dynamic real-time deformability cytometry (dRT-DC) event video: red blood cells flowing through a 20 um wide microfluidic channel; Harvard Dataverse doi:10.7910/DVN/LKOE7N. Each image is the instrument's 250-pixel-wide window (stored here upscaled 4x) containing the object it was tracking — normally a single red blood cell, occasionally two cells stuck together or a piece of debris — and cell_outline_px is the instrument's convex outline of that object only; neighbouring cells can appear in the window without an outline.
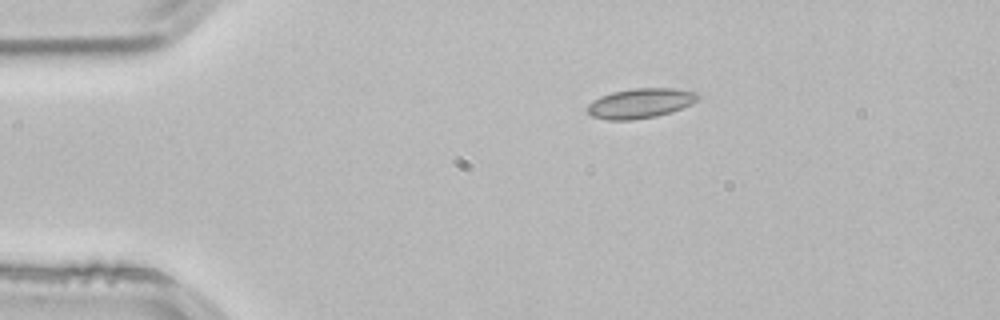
{"species": "common noctule bat (a hibernating species)", "species_latin": "Nyctalus noctula", "temperature_condition": "room temperature", "stored_images_in_passage": 44, "camera_frame_rate_fps": 3000, "um_per_image_px": 0.085, "animal": {"sex": "male", "body_mass_g": 21.5, "forearm_length_mm": 52.0}, "frame": {"image": 1, "passage_image": 1, "time_ms": 0.0, "image_size_px": [1000, 320], "cell_outline_px": [[700, 100], [692, 104], [672, 112], [656, 116], [632, 120], [608, 120], [592, 116], [584, 108], [588, 104], [600, 96], [612, 92], [636, 88], [672, 88], [700, 92]], "centroid_in_image_um": [54.47, 8.77], "position_along_channel_um": 30.5, "area_um2": 19.48}}
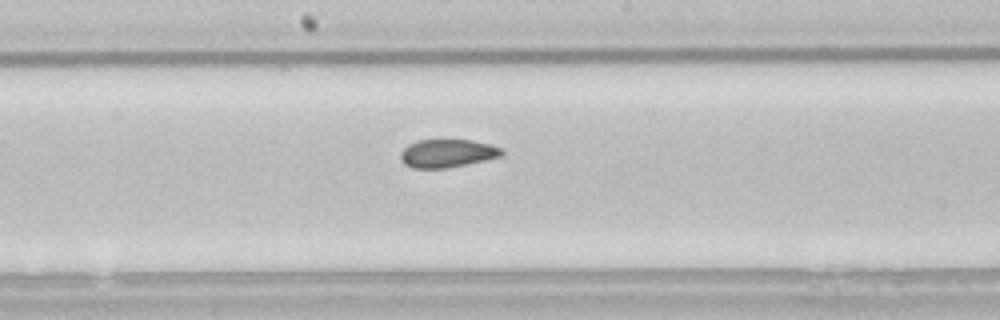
{"frame": {"image": 2, "passage_image": 19, "time_ms": 6.0, "image_size_px": [1000, 320], "cell_outline_px": [[504, 152], [500, 156], [484, 160], [448, 168], [412, 168], [404, 164], [400, 160], [400, 152], [408, 144], [416, 140], [472, 140], [492, 144], [500, 148]], "centroid_in_image_um": [37.98, 13.03], "position_along_channel_um": 210.2, "area_um2": 16.65}}
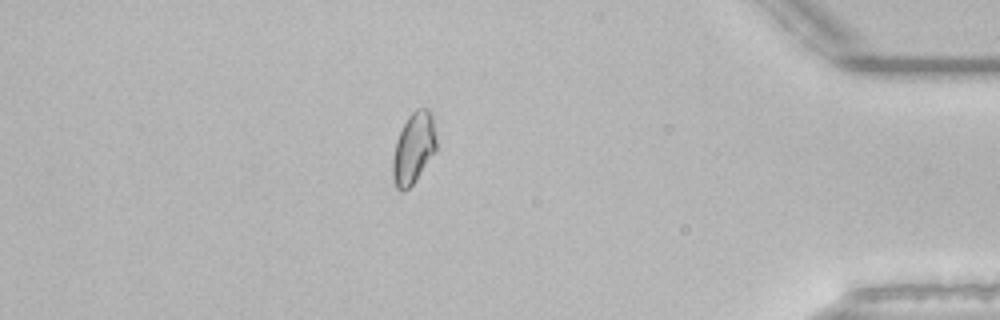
{"frame": {"image": 3, "passage_image": 37, "time_ms": 12.0, "image_size_px": [1000, 320], "cell_outline_px": [[436, 152], [416, 180], [408, 188], [400, 192], [396, 188], [392, 176], [392, 160], [396, 140], [408, 116], [416, 108], [428, 108], [432, 112], [436, 136]], "centroid_in_image_um": [35.16, 12.59], "position_along_channel_um": 400.0, "area_um2": 18.32}, "authors_computed_cell_mechanics": {"area_um2": 17.629, "velocity_mm_per_s": 3.8349, "shape_relaxation_time_tau1_ms": null, "shape_relaxation_time_tau2_ms": 2.6019, "deformation_change_tau1": null, "deformation_change_tau2": 0.0565}}